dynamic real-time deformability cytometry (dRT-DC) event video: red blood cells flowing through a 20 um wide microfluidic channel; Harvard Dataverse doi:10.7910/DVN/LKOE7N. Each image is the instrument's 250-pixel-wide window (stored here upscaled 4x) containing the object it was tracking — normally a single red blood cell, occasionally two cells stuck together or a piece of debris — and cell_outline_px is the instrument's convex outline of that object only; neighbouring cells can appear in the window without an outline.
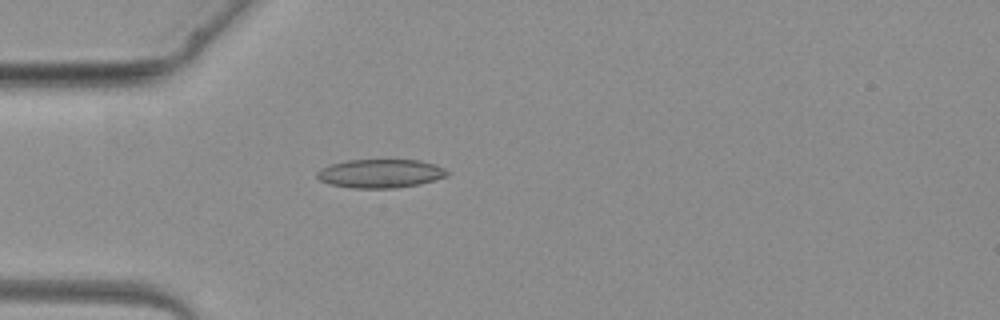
{"species": "common noctule bat (a hibernating species)", "species_latin": "Nyctalus noctula", "temperature_condition": "warm", "stored_images_in_passage": 4, "camera_frame_rate_fps": 3000, "um_per_image_px": 0.085, "animal": {"sex": "female", "body_mass_g": 19.3, "forearm_length_mm": 54.1}, "frame": {"image": 1, "passage_image": 4, "time_ms": 3.667, "image_size_px": [1000, 320], "cell_outline_px": [[448, 176], [420, 184], [396, 188], [352, 188], [328, 184], [320, 180], [316, 176], [316, 172], [320, 168], [332, 164], [348, 160], [420, 160], [436, 164], [444, 168], [448, 172]], "centroid_in_image_um": [32.33, 14.75], "position_along_channel_um": 52.7, "area_um2": 21.85}}